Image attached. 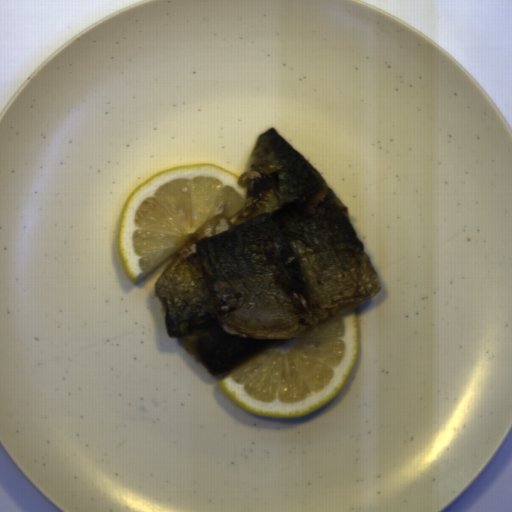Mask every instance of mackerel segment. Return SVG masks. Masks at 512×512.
<instances>
[{
  "mask_svg": "<svg viewBox=\"0 0 512 512\" xmlns=\"http://www.w3.org/2000/svg\"><path fill=\"white\" fill-rule=\"evenodd\" d=\"M238 183L241 209L190 237L154 283L168 336L213 376L382 289L347 206L275 127Z\"/></svg>",
  "mask_w": 512,
  "mask_h": 512,
  "instance_id": "14911b7f",
  "label": "mackerel segment"
}]
</instances>
